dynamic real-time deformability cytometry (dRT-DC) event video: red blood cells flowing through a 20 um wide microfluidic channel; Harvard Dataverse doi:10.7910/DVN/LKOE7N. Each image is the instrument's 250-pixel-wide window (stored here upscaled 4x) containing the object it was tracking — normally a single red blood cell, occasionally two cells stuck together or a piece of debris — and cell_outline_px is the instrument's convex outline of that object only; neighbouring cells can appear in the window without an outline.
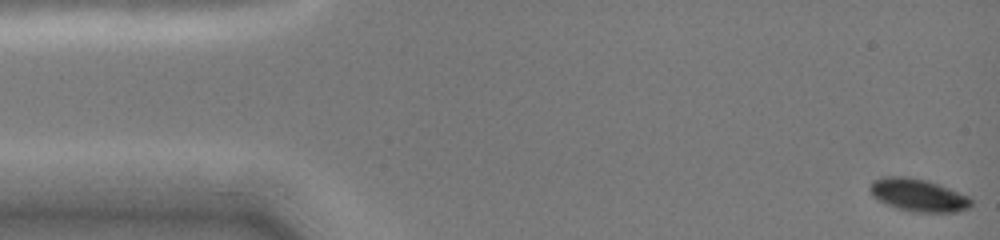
{"species": "common noctule bat (a hibernating species)", "species_latin": "Nyctalus noctula", "temperature_condition": "cold", "stored_images_in_passage": 46, "camera_frame_rate_fps": 3000, "um_per_image_px": 0.085, "animal": {"sex": "female", "body_mass_g": 19.0, "forearm_length_mm": 51.5}, "frame": {"image": 1, "passage_image": 1, "time_ms": 0.0, "image_size_px": [1000, 240], "cell_outline_px": [[972, 204], [968, 208], [960, 212], [912, 212], [896, 208], [872, 196], [868, 188], [872, 180], [884, 176], [908, 176], [924, 180], [948, 188], [968, 196], [972, 200]], "centroid_in_image_um": [78.02, 16.59], "position_along_channel_um": 7.0, "area_um2": 19.25}}
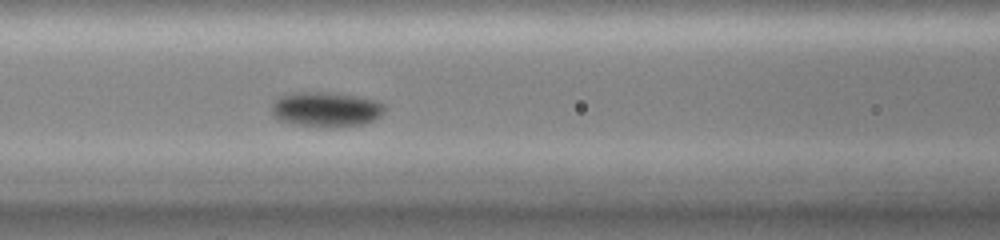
{"frame": {"image": 2, "passage_image": 17, "time_ms": 6.333, "image_size_px": [1000, 240], "cell_outline_px": [[388, 104], [384, 112], [380, 116], [364, 124], [332, 128], [320, 128], [292, 124], [276, 120], [272, 116], [272, 104], [280, 96], [296, 92], [328, 92], [356, 96], [376, 100]], "centroid_in_image_um": [27.72, 9.32], "position_along_channel_um": 138.9, "area_um2": 23.58}}
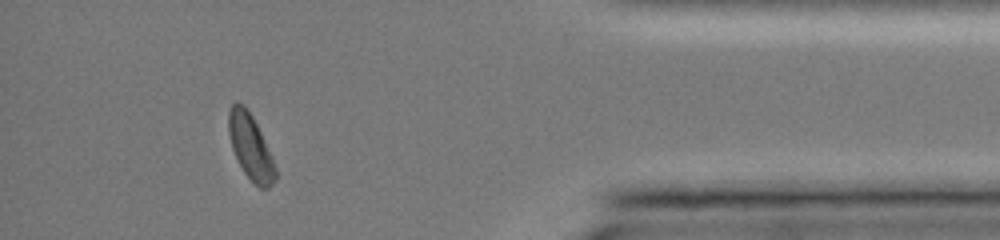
{"frame": {"image": 3, "passage_image": 38, "time_ms": 14.0, "image_size_px": [1000, 240], "cell_outline_px": [[276, 180], [268, 188], [260, 188], [244, 172], [232, 148], [228, 132], [228, 112], [232, 104], [236, 100], [244, 104], [248, 108], [260, 132], [276, 168]], "centroid_in_image_um": [21.27, 12.44], "position_along_channel_um": 413.9, "area_um2": 17.46}, "authors_computed_cell_mechanics": {"area_um2": 19.7098, "velocity_mm_per_s": 3.9789, "shape_relaxation_time_tau1_ms": 1.6243, "shape_relaxation_time_tau2_ms": null, "deformation_change_tau1": 0.1034, "deformation_change_tau2": null}}